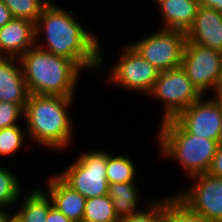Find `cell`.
Listing matches in <instances>:
<instances>
[{"label":"cell","instance_id":"obj_1","mask_svg":"<svg viewBox=\"0 0 222 222\" xmlns=\"http://www.w3.org/2000/svg\"><path fill=\"white\" fill-rule=\"evenodd\" d=\"M72 14V10L48 3L35 23V46L73 61L81 70L97 69L103 61L98 36L88 32ZM40 34L45 36L44 44L38 41Z\"/></svg>","mask_w":222,"mask_h":222},{"label":"cell","instance_id":"obj_2","mask_svg":"<svg viewBox=\"0 0 222 222\" xmlns=\"http://www.w3.org/2000/svg\"><path fill=\"white\" fill-rule=\"evenodd\" d=\"M19 61L29 94L73 97L82 71L73 61L36 46Z\"/></svg>","mask_w":222,"mask_h":222},{"label":"cell","instance_id":"obj_3","mask_svg":"<svg viewBox=\"0 0 222 222\" xmlns=\"http://www.w3.org/2000/svg\"><path fill=\"white\" fill-rule=\"evenodd\" d=\"M72 100L73 97L29 94L23 114L28 137L48 150L66 148L73 135L74 124L68 112Z\"/></svg>","mask_w":222,"mask_h":222},{"label":"cell","instance_id":"obj_4","mask_svg":"<svg viewBox=\"0 0 222 222\" xmlns=\"http://www.w3.org/2000/svg\"><path fill=\"white\" fill-rule=\"evenodd\" d=\"M158 139L161 155L176 159L189 177L208 172L219 145L190 134L175 118L162 121Z\"/></svg>","mask_w":222,"mask_h":222},{"label":"cell","instance_id":"obj_5","mask_svg":"<svg viewBox=\"0 0 222 222\" xmlns=\"http://www.w3.org/2000/svg\"><path fill=\"white\" fill-rule=\"evenodd\" d=\"M75 160L57 175L86 199L107 195V152L94 150L83 153Z\"/></svg>","mask_w":222,"mask_h":222},{"label":"cell","instance_id":"obj_6","mask_svg":"<svg viewBox=\"0 0 222 222\" xmlns=\"http://www.w3.org/2000/svg\"><path fill=\"white\" fill-rule=\"evenodd\" d=\"M181 67L203 96L208 92V88H213L214 95L219 93L222 79V52L186 40Z\"/></svg>","mask_w":222,"mask_h":222},{"label":"cell","instance_id":"obj_7","mask_svg":"<svg viewBox=\"0 0 222 222\" xmlns=\"http://www.w3.org/2000/svg\"><path fill=\"white\" fill-rule=\"evenodd\" d=\"M164 102L163 120L176 118L203 95L192 84L182 67L161 71L149 93Z\"/></svg>","mask_w":222,"mask_h":222},{"label":"cell","instance_id":"obj_8","mask_svg":"<svg viewBox=\"0 0 222 222\" xmlns=\"http://www.w3.org/2000/svg\"><path fill=\"white\" fill-rule=\"evenodd\" d=\"M153 33L130 45L160 72L181 67L186 32L162 28Z\"/></svg>","mask_w":222,"mask_h":222},{"label":"cell","instance_id":"obj_9","mask_svg":"<svg viewBox=\"0 0 222 222\" xmlns=\"http://www.w3.org/2000/svg\"><path fill=\"white\" fill-rule=\"evenodd\" d=\"M121 54L117 65L114 64L112 70L110 69L107 82L149 95L160 71L130 44L124 47Z\"/></svg>","mask_w":222,"mask_h":222},{"label":"cell","instance_id":"obj_10","mask_svg":"<svg viewBox=\"0 0 222 222\" xmlns=\"http://www.w3.org/2000/svg\"><path fill=\"white\" fill-rule=\"evenodd\" d=\"M195 185L176 196L193 212L211 222H222V177L198 174L191 177Z\"/></svg>","mask_w":222,"mask_h":222},{"label":"cell","instance_id":"obj_11","mask_svg":"<svg viewBox=\"0 0 222 222\" xmlns=\"http://www.w3.org/2000/svg\"><path fill=\"white\" fill-rule=\"evenodd\" d=\"M203 96L184 109L175 119L190 133L222 142L220 94L203 100Z\"/></svg>","mask_w":222,"mask_h":222},{"label":"cell","instance_id":"obj_12","mask_svg":"<svg viewBox=\"0 0 222 222\" xmlns=\"http://www.w3.org/2000/svg\"><path fill=\"white\" fill-rule=\"evenodd\" d=\"M35 23L26 19L13 18L0 28V57L20 58L35 46Z\"/></svg>","mask_w":222,"mask_h":222},{"label":"cell","instance_id":"obj_13","mask_svg":"<svg viewBox=\"0 0 222 222\" xmlns=\"http://www.w3.org/2000/svg\"><path fill=\"white\" fill-rule=\"evenodd\" d=\"M186 38L196 45L222 52V13L199 6Z\"/></svg>","mask_w":222,"mask_h":222},{"label":"cell","instance_id":"obj_14","mask_svg":"<svg viewBox=\"0 0 222 222\" xmlns=\"http://www.w3.org/2000/svg\"><path fill=\"white\" fill-rule=\"evenodd\" d=\"M28 97L29 92L19 58L0 57V102L19 104L24 109Z\"/></svg>","mask_w":222,"mask_h":222},{"label":"cell","instance_id":"obj_15","mask_svg":"<svg viewBox=\"0 0 222 222\" xmlns=\"http://www.w3.org/2000/svg\"><path fill=\"white\" fill-rule=\"evenodd\" d=\"M52 177L47 180L46 186L52 205L72 222H82L86 198L73 190L58 175Z\"/></svg>","mask_w":222,"mask_h":222},{"label":"cell","instance_id":"obj_16","mask_svg":"<svg viewBox=\"0 0 222 222\" xmlns=\"http://www.w3.org/2000/svg\"><path fill=\"white\" fill-rule=\"evenodd\" d=\"M160 8L163 29L180 30L187 32L192 26L197 10L199 8L197 0H155Z\"/></svg>","mask_w":222,"mask_h":222},{"label":"cell","instance_id":"obj_17","mask_svg":"<svg viewBox=\"0 0 222 222\" xmlns=\"http://www.w3.org/2000/svg\"><path fill=\"white\" fill-rule=\"evenodd\" d=\"M33 189L29 191L19 210L13 213L14 222H47L48 210L52 206L51 198L42 191Z\"/></svg>","mask_w":222,"mask_h":222},{"label":"cell","instance_id":"obj_18","mask_svg":"<svg viewBox=\"0 0 222 222\" xmlns=\"http://www.w3.org/2000/svg\"><path fill=\"white\" fill-rule=\"evenodd\" d=\"M108 195L111 198L114 210L118 218L124 216L135 215L137 210L138 201V188L134 181L121 183L116 182L109 184Z\"/></svg>","mask_w":222,"mask_h":222},{"label":"cell","instance_id":"obj_19","mask_svg":"<svg viewBox=\"0 0 222 222\" xmlns=\"http://www.w3.org/2000/svg\"><path fill=\"white\" fill-rule=\"evenodd\" d=\"M109 195L86 199L82 222H118Z\"/></svg>","mask_w":222,"mask_h":222},{"label":"cell","instance_id":"obj_20","mask_svg":"<svg viewBox=\"0 0 222 222\" xmlns=\"http://www.w3.org/2000/svg\"><path fill=\"white\" fill-rule=\"evenodd\" d=\"M135 175L136 170L129 156H112L107 152L106 177L108 184L131 182Z\"/></svg>","mask_w":222,"mask_h":222},{"label":"cell","instance_id":"obj_21","mask_svg":"<svg viewBox=\"0 0 222 222\" xmlns=\"http://www.w3.org/2000/svg\"><path fill=\"white\" fill-rule=\"evenodd\" d=\"M16 174H12L8 169L0 167V210H7L8 206L16 204L21 196V187Z\"/></svg>","mask_w":222,"mask_h":222},{"label":"cell","instance_id":"obj_22","mask_svg":"<svg viewBox=\"0 0 222 222\" xmlns=\"http://www.w3.org/2000/svg\"><path fill=\"white\" fill-rule=\"evenodd\" d=\"M14 18L26 19L36 23L48 4L45 0H2Z\"/></svg>","mask_w":222,"mask_h":222},{"label":"cell","instance_id":"obj_23","mask_svg":"<svg viewBox=\"0 0 222 222\" xmlns=\"http://www.w3.org/2000/svg\"><path fill=\"white\" fill-rule=\"evenodd\" d=\"M165 222H211L193 212L176 195L166 198Z\"/></svg>","mask_w":222,"mask_h":222},{"label":"cell","instance_id":"obj_24","mask_svg":"<svg viewBox=\"0 0 222 222\" xmlns=\"http://www.w3.org/2000/svg\"><path fill=\"white\" fill-rule=\"evenodd\" d=\"M154 201H149L144 211L139 210L135 215L121 217L118 222H165L166 198Z\"/></svg>","mask_w":222,"mask_h":222},{"label":"cell","instance_id":"obj_25","mask_svg":"<svg viewBox=\"0 0 222 222\" xmlns=\"http://www.w3.org/2000/svg\"><path fill=\"white\" fill-rule=\"evenodd\" d=\"M23 130L20 125L0 129V156H10L19 151L26 136Z\"/></svg>","mask_w":222,"mask_h":222},{"label":"cell","instance_id":"obj_26","mask_svg":"<svg viewBox=\"0 0 222 222\" xmlns=\"http://www.w3.org/2000/svg\"><path fill=\"white\" fill-rule=\"evenodd\" d=\"M24 109L15 103L0 102V129L18 125V121L24 117Z\"/></svg>","mask_w":222,"mask_h":222},{"label":"cell","instance_id":"obj_27","mask_svg":"<svg viewBox=\"0 0 222 222\" xmlns=\"http://www.w3.org/2000/svg\"><path fill=\"white\" fill-rule=\"evenodd\" d=\"M210 176L222 177V142L219 143L212 164L207 172Z\"/></svg>","mask_w":222,"mask_h":222},{"label":"cell","instance_id":"obj_28","mask_svg":"<svg viewBox=\"0 0 222 222\" xmlns=\"http://www.w3.org/2000/svg\"><path fill=\"white\" fill-rule=\"evenodd\" d=\"M47 222H72L64 214L59 212L53 205L48 210Z\"/></svg>","mask_w":222,"mask_h":222},{"label":"cell","instance_id":"obj_29","mask_svg":"<svg viewBox=\"0 0 222 222\" xmlns=\"http://www.w3.org/2000/svg\"><path fill=\"white\" fill-rule=\"evenodd\" d=\"M13 15L9 8L0 0V28L13 19Z\"/></svg>","mask_w":222,"mask_h":222},{"label":"cell","instance_id":"obj_30","mask_svg":"<svg viewBox=\"0 0 222 222\" xmlns=\"http://www.w3.org/2000/svg\"><path fill=\"white\" fill-rule=\"evenodd\" d=\"M200 7H207L222 13V0H197Z\"/></svg>","mask_w":222,"mask_h":222},{"label":"cell","instance_id":"obj_31","mask_svg":"<svg viewBox=\"0 0 222 222\" xmlns=\"http://www.w3.org/2000/svg\"><path fill=\"white\" fill-rule=\"evenodd\" d=\"M13 220V214H9L6 210H0V222H11Z\"/></svg>","mask_w":222,"mask_h":222},{"label":"cell","instance_id":"obj_32","mask_svg":"<svg viewBox=\"0 0 222 222\" xmlns=\"http://www.w3.org/2000/svg\"><path fill=\"white\" fill-rule=\"evenodd\" d=\"M220 115H221V124H222V94H220ZM221 136H222V128H221Z\"/></svg>","mask_w":222,"mask_h":222},{"label":"cell","instance_id":"obj_33","mask_svg":"<svg viewBox=\"0 0 222 222\" xmlns=\"http://www.w3.org/2000/svg\"><path fill=\"white\" fill-rule=\"evenodd\" d=\"M219 94H222V79H221V85H220V89H219Z\"/></svg>","mask_w":222,"mask_h":222},{"label":"cell","instance_id":"obj_34","mask_svg":"<svg viewBox=\"0 0 222 222\" xmlns=\"http://www.w3.org/2000/svg\"><path fill=\"white\" fill-rule=\"evenodd\" d=\"M47 3H53V2H51L50 0H45Z\"/></svg>","mask_w":222,"mask_h":222}]
</instances>
